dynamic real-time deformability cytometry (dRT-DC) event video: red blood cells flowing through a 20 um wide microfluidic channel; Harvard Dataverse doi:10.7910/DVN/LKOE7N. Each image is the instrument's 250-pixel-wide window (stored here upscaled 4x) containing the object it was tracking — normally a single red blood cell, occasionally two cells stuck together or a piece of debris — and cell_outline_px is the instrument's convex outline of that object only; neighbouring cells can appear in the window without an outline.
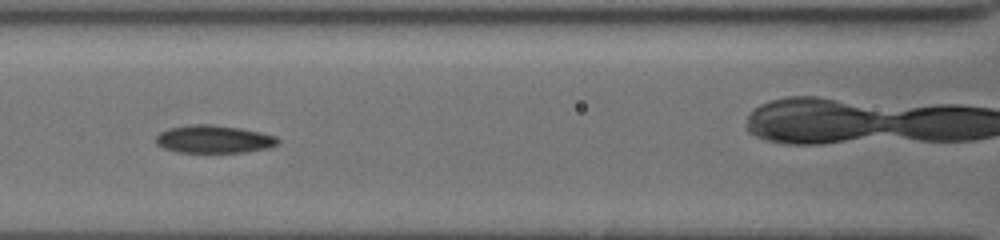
{"species": "common noctule bat (a hibernating species)", "species_latin": "Nyctalus noctula", "temperature_condition": "cold", "stored_images_in_passage": 17, "camera_frame_rate_fps": 3000, "um_per_image_px": 0.085, "animal": {"sex": "female", "body_mass_g": 19.5, "forearm_length_mm": 54.1}, "frame": {"image": 1, "passage_image": 15, "time_ms": 6.667, "image_size_px": [1000, 240], "cell_outline_px": [[280, 140], [276, 144], [268, 148], [244, 152], [176, 152], [164, 148], [156, 144], [156, 136], [160, 132], [168, 128], [192, 124], [208, 124], [240, 128], [260, 132], [276, 136]], "centroid_in_image_um": [18.15, 11.83], "position_along_channel_um": 148.4, "area_um2": 19.71}}